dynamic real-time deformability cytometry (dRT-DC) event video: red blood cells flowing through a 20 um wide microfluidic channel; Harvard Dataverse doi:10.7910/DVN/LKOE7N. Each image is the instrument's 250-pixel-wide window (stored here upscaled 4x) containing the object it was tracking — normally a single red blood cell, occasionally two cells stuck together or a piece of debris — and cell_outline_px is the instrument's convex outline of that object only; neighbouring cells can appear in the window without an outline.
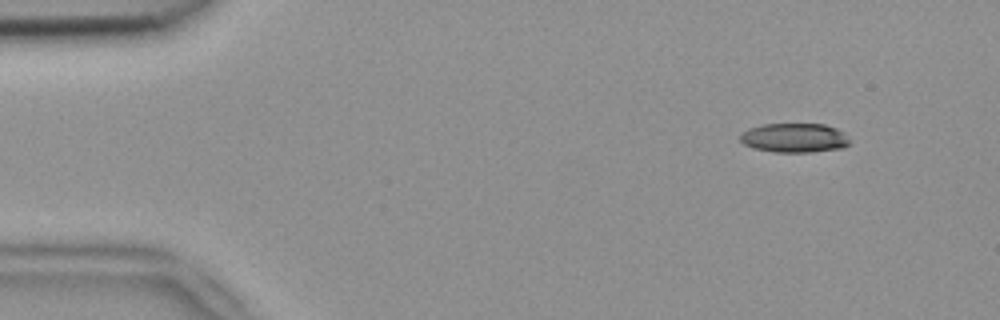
{"species": "common noctule bat (a hibernating species)", "species_latin": "Nyctalus noctula", "temperature_condition": "room temperature", "stored_images_in_passage": 4, "camera_frame_rate_fps": 3000, "um_per_image_px": 0.085, "animal": {"sex": "female", "body_mass_g": 18.4}, "frame": {"image": 1, "passage_image": 1, "time_ms": 0.0, "image_size_px": [1000, 320], "cell_outline_px": [[848, 144], [844, 148], [812, 152], [776, 152], [756, 148], [744, 144], [740, 140], [740, 132], [748, 128], [764, 124], [824, 124], [836, 128], [848, 140]], "centroid_in_image_um": [67.48, 11.71], "position_along_channel_um": 17.5, "area_um2": 18.5}}
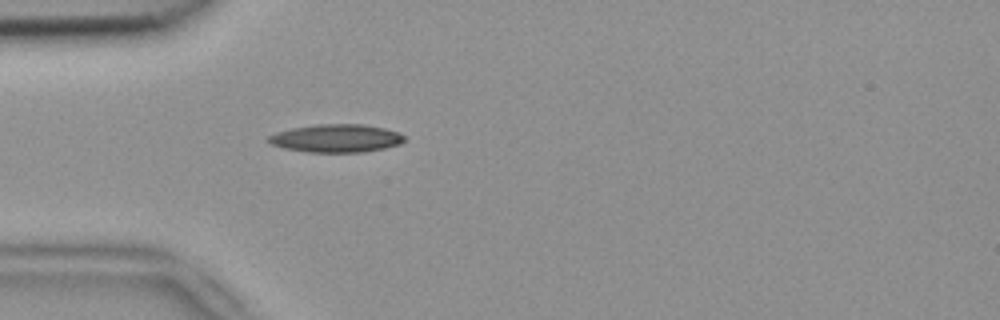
{"frame": {"image": 2, "passage_image": 4, "time_ms": 1.0, "image_size_px": [1000, 320], "cell_outline_px": [[404, 140], [400, 144], [384, 148], [364, 152], [308, 152], [284, 148], [272, 144], [264, 140], [268, 136], [276, 132], [292, 128], [316, 124], [364, 124], [384, 128], [400, 132], [404, 136]], "centroid_in_image_um": [28.57, 11.75], "position_along_channel_um": 56.4, "area_um2": 22.31}}